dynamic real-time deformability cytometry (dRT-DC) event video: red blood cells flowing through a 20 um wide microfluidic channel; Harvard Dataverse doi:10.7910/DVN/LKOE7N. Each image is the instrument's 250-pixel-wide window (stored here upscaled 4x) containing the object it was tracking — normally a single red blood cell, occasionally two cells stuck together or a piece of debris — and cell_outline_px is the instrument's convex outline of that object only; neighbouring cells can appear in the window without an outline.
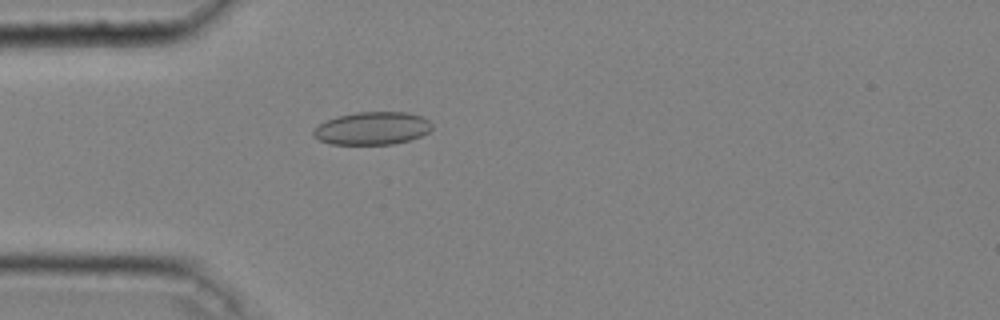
{"species": "common noctule bat (a hibernating species)", "species_latin": "Nyctalus noctula", "temperature_condition": "cold", "stored_images_in_passage": 32, "camera_frame_rate_fps": 3000, "um_per_image_px": 0.085, "animal": {"sex": "male", "body_mass_g": 20.4}, "frame": {"image": 1, "passage_image": 2, "time_ms": 0.333, "image_size_px": [1000, 320], "cell_outline_px": [[432, 128], [428, 132], [420, 136], [408, 140], [392, 144], [328, 144], [312, 136], [312, 132], [320, 124], [336, 116], [356, 112], [408, 112], [424, 116], [432, 124]], "centroid_in_image_um": [31.65, 10.9], "position_along_channel_um": 53.4, "area_um2": 22.72}}
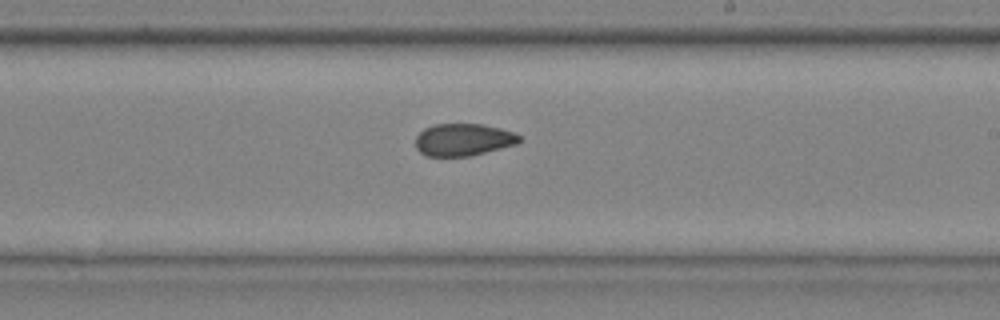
{"frame": {"image": 2, "passage_image": 17, "time_ms": 5.333, "image_size_px": [1000, 320], "cell_outline_px": [[520, 140], [516, 144], [468, 156], [428, 156], [420, 152], [416, 148], [416, 136], [424, 128], [436, 124], [480, 124], [500, 128], [516, 132], [520, 136]], "centroid_in_image_um": [39.37, 11.86], "position_along_channel_um": 249.6, "area_um2": 19.36}}
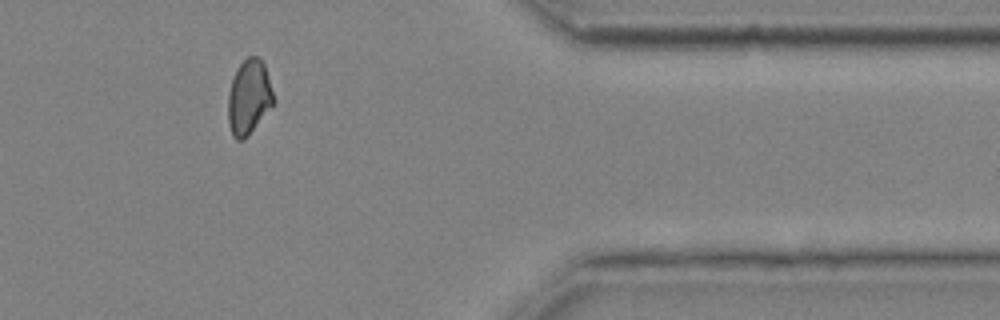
{"frame": {"image": 3, "passage_image": 29, "time_ms": 9.333, "image_size_px": [1000, 320], "cell_outline_px": [[276, 100], [248, 136], [244, 140], [236, 140], [232, 136], [228, 124], [228, 92], [236, 68], [248, 56], [260, 56], [264, 64]], "centroid_in_image_um": [21.15, 8.26], "position_along_channel_um": 390.3, "area_um2": 20.0}, "authors_computed_cell_mechanics": {"area_um2": 19.9988, "velocity_mm_per_s": 4.0623, "shape_relaxation_time_tau1_ms": null, "shape_relaxation_time_tau2_ms": 2.0433, "deformation_change_tau1": null, "deformation_change_tau2": 0.0665}}